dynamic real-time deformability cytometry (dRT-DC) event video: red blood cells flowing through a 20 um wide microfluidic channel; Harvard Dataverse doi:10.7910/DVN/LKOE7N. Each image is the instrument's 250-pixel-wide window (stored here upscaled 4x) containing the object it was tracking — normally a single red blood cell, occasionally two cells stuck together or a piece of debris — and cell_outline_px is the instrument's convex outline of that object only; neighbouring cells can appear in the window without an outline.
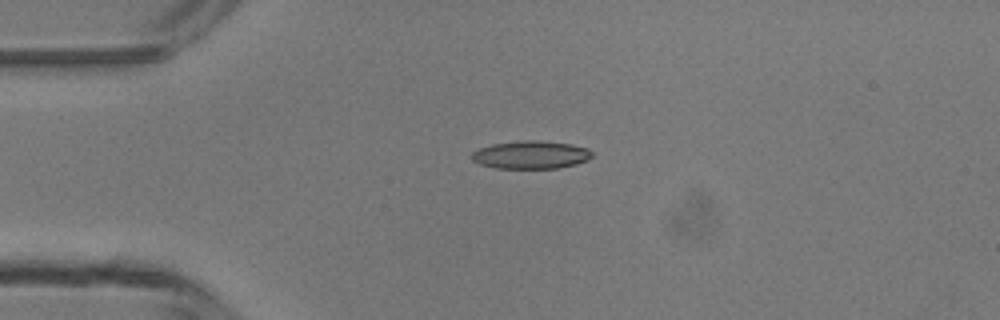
{"species": "common noctule bat (a hibernating species)", "species_latin": "Nyctalus noctula", "temperature_condition": "room temperature", "stored_images_in_passage": 4, "camera_frame_rate_fps": 3000, "um_per_image_px": 0.085, "animal": {"sex": "male", "body_mass_g": 13.3}, "frame": {"image": 1, "passage_image": 2, "time_ms": 2.0, "image_size_px": [1000, 320], "cell_outline_px": [[592, 156], [588, 160], [576, 164], [556, 168], [496, 168], [480, 164], [472, 160], [472, 152], [480, 148], [492, 144], [524, 140], [536, 140], [572, 144], [588, 148], [592, 152]], "centroid_in_image_um": [45.14, 13.15], "position_along_channel_um": 39.9, "area_um2": 19.54}}
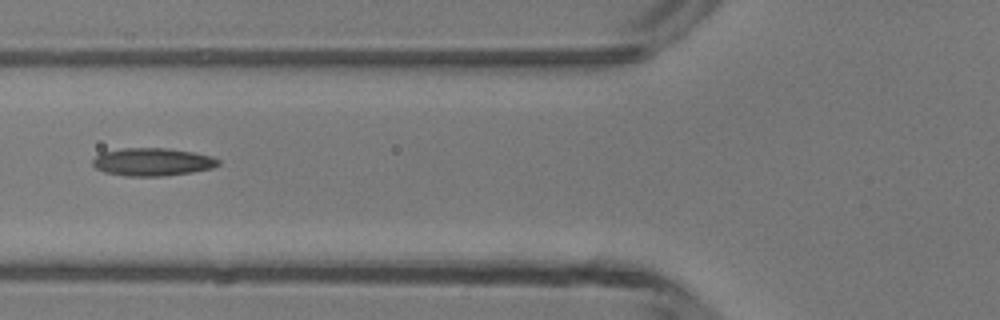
{"frame": {"image": 2, "passage_image": 4, "time_ms": 4.333, "image_size_px": [1000, 320], "cell_outline_px": [[220, 164], [212, 168], [192, 172], [164, 176], [124, 176], [104, 172], [96, 168], [92, 164], [92, 160], [100, 152], [120, 148], [168, 148], [192, 152], [212, 156], [220, 160]], "centroid_in_image_um": [12.93, 13.76], "position_along_channel_um": 112.9, "area_um2": 20.58}}